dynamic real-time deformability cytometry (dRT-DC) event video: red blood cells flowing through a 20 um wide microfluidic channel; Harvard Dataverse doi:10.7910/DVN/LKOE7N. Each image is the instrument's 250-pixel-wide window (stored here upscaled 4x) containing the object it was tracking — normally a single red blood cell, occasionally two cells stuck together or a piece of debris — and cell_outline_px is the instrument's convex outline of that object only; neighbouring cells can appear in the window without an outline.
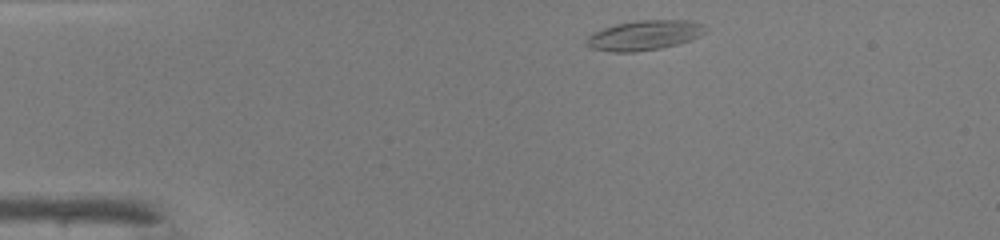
{"species": "common noctule bat (a hibernating species)", "species_latin": "Nyctalus noctula", "temperature_condition": "warm", "stored_images_in_passage": 40, "camera_frame_rate_fps": 3000, "um_per_image_px": 0.085, "animal": {"sex": "male", "body_mass_g": 19.0, "forearm_length_mm": 50.8}, "frame": {"image": 1, "passage_image": 1, "time_ms": 0.0, "image_size_px": [1000, 240], "cell_outline_px": [[708, 28], [700, 36], [692, 40], [660, 48], [636, 52], [612, 52], [588, 48], [584, 40], [592, 32], [616, 24], [640, 20], [692, 20], [704, 24]], "centroid_in_image_um": [54.76, 3.0], "position_along_channel_um": 30.2, "area_um2": 20.92}}
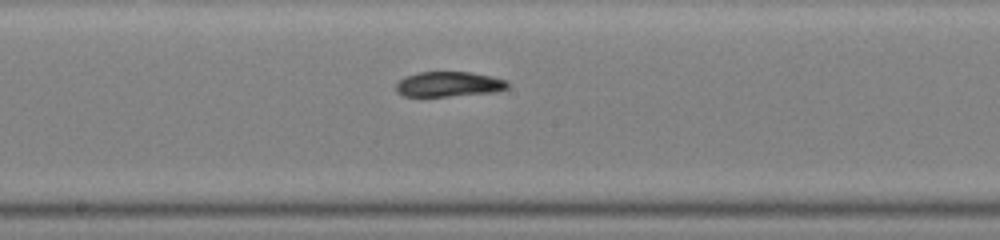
{"frame": {"image": 2, "passage_image": 18, "time_ms": 5.667, "image_size_px": [1000, 240], "cell_outline_px": [[508, 88], [492, 92], [448, 96], [404, 96], [396, 92], [396, 84], [404, 76], [420, 72], [468, 72], [508, 80]], "centroid_in_image_um": [38.11, 7.15], "position_along_channel_um": 210.1, "area_um2": 16.13}}
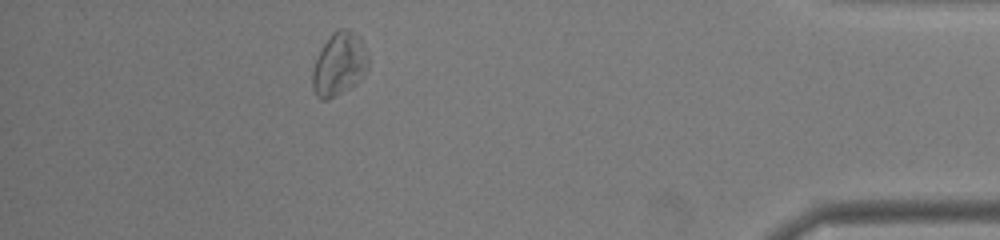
{"frame": {"image": 3, "passage_image": 35, "time_ms": 11.333, "image_size_px": [1000, 240], "cell_outline_px": [[368, 68], [364, 76], [352, 88], [328, 100], [320, 100], [316, 96], [312, 88], [312, 68], [324, 44], [332, 32], [340, 28], [348, 28], [360, 36], [364, 44], [368, 56]], "centroid_in_image_um": [28.85, 5.47], "position_along_channel_um": 406.4, "area_um2": 20.98}, "authors_computed_cell_mechanics": {"area_um2": 17.3978, "velocity_mm_per_s": 4.2376, "shape_relaxation_time_tau1_ms": 5.5731, "shape_relaxation_time_tau2_ms": null, "deformation_change_tau1": 0.1323, "deformation_change_tau2": null}}